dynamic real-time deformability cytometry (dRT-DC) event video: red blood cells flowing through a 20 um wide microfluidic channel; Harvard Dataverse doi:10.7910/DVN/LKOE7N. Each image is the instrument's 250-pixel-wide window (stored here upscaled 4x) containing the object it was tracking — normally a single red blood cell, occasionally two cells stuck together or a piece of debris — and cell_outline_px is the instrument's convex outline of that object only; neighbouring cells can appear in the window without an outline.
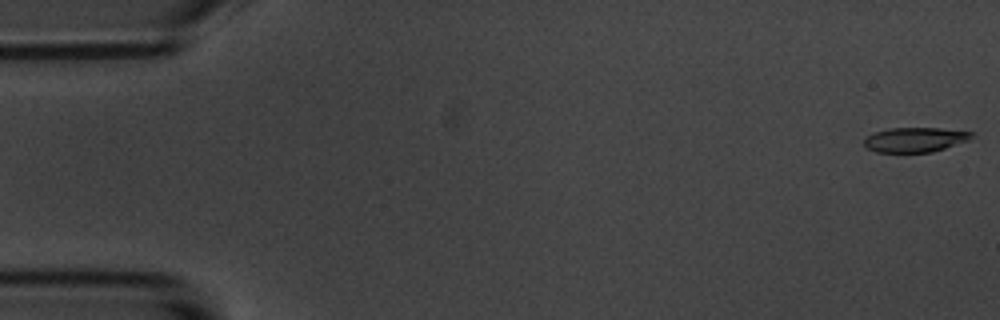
{"species": "common noctule bat (a hibernating species)", "species_latin": "Nyctalus noctula", "temperature_condition": "room temperature", "stored_images_in_passage": 56, "camera_frame_rate_fps": 3000, "um_per_image_px": 0.085, "animal": {"sex": "male", "body_mass_g": 20.1, "forearm_length_mm": 53.5}, "frame": {"image": 1, "passage_image": 1, "time_ms": 0.0, "image_size_px": [1000, 320], "cell_outline_px": [[972, 136], [968, 140], [932, 152], [876, 152], [868, 148], [864, 144], [864, 140], [868, 136], [876, 132], [888, 128], [940, 128], [972, 132]], "centroid_in_image_um": [77.76, 11.87], "position_along_channel_um": 7.2, "area_um2": 15.2}}
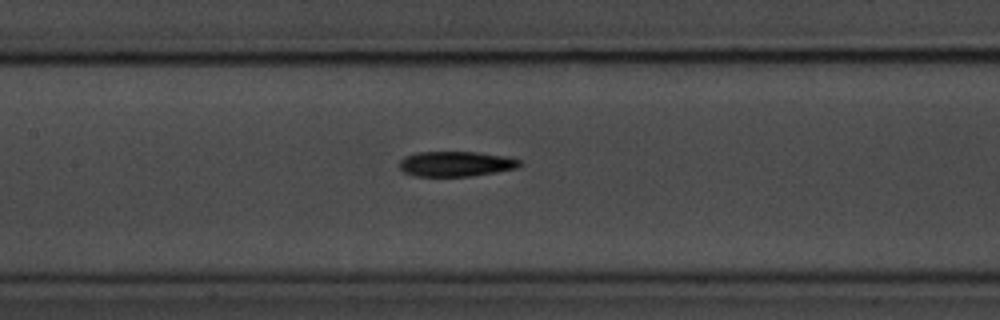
{"frame": {"image": 2, "passage_image": 26, "time_ms": 8.333, "image_size_px": [1000, 320], "cell_outline_px": [[524, 160], [516, 168], [496, 172], [472, 176], [412, 176], [404, 172], [400, 168], [400, 160], [404, 156], [416, 152], [476, 152], [508, 156]], "centroid_in_image_um": [38.76, 13.92], "position_along_channel_um": 168.6, "area_um2": 17.8}}
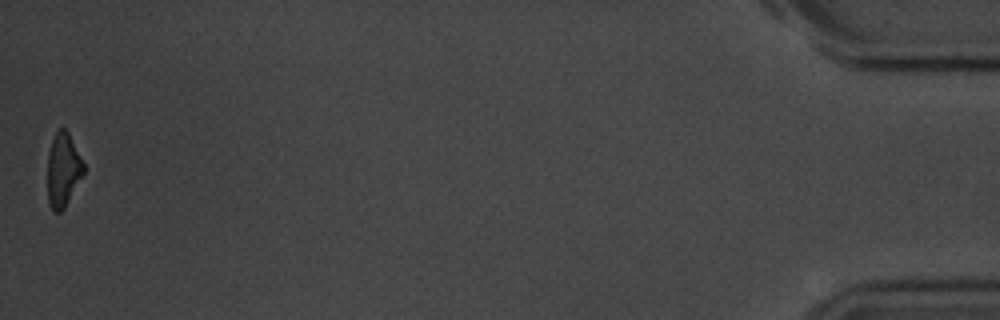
{"frame": {"image": 3, "passage_image": 56, "time_ms": 18.333, "image_size_px": [1000, 320], "cell_outline_px": [[84, 172], [64, 208], [60, 212], [52, 212], [48, 204], [48, 152], [52, 140], [56, 132], [60, 128], [64, 128], [68, 132], [84, 164]], "centroid_in_image_um": [5.34, 14.46], "position_along_channel_um": 429.9, "area_um2": 15.32}, "authors_computed_cell_mechanics": {"area_um2": 17.5423, "velocity_mm_per_s": 3.5774, "shape_relaxation_time_tau1_ms": 3.873, "shape_relaxation_time_tau2_ms": 5.9363, "deformation_change_tau1": 0.1688, "deformation_change_tau2": 0.1687}}